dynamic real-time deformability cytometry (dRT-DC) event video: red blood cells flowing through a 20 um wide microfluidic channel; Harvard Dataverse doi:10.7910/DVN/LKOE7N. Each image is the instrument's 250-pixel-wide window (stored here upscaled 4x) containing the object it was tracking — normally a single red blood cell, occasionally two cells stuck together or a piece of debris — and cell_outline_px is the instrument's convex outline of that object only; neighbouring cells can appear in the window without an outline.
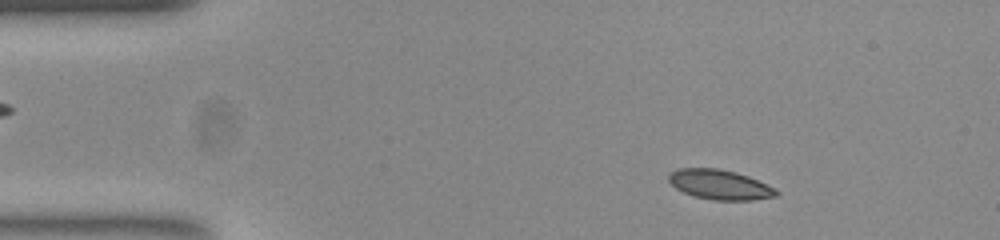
{"species": "common noctule bat (a hibernating species)", "species_latin": "Nyctalus noctula", "temperature_condition": "room temperature", "stored_images_in_passage": 51, "camera_frame_rate_fps": 3000, "um_per_image_px": 0.085, "animal": {"sex": "female", "body_mass_g": 23.0, "forearm_length_mm": 53.4}, "frame": {"image": 1, "passage_image": 6, "time_ms": 1.667, "image_size_px": [1000, 240], "cell_outline_px": [[780, 196], [752, 200], [712, 200], [696, 196], [684, 192], [676, 188], [668, 180], [668, 172], [676, 168], [716, 168], [736, 172], [748, 176], [776, 188], [780, 192]], "centroid_in_image_um": [61.2, 15.69], "position_along_channel_um": 23.8, "area_um2": 18.84}}
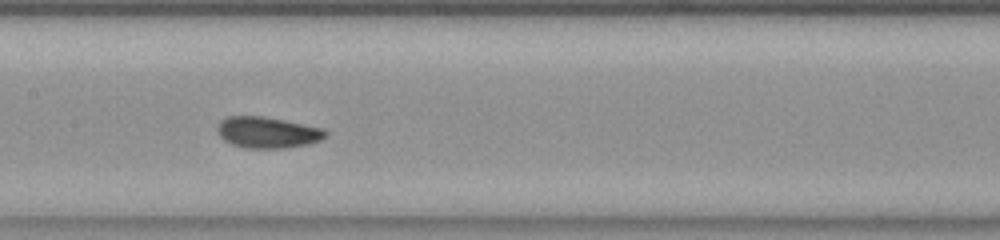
{"frame": {"image": 2, "passage_image": 24, "time_ms": 7.667, "image_size_px": [1000, 240], "cell_outline_px": [[328, 132], [320, 140], [308, 144], [284, 148], [248, 148], [232, 144], [224, 140], [220, 136], [216, 128], [220, 120], [228, 116], [264, 116], [324, 128]], "centroid_in_image_um": [22.72, 11.25], "position_along_channel_um": 184.7, "area_um2": 19.65}}
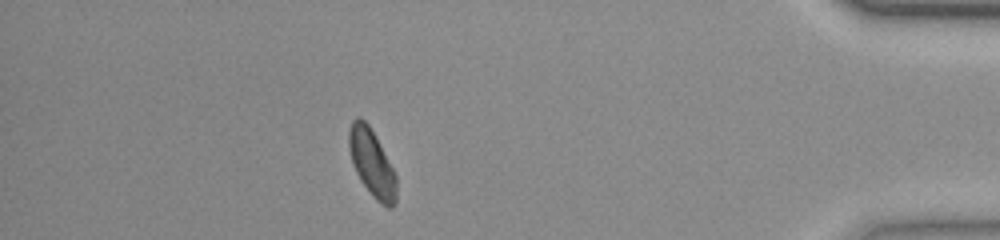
{"frame": {"image": 3, "passage_image": 45, "time_ms": 14.667, "image_size_px": [1000, 240], "cell_outline_px": [[396, 204], [392, 208], [388, 208], [380, 204], [372, 196], [360, 180], [356, 172], [348, 148], [348, 132], [352, 120], [356, 116], [360, 116], [368, 124], [392, 168], [396, 176]], "centroid_in_image_um": [31.59, 13.88], "position_along_channel_um": 403.6, "area_um2": 18.44}, "authors_computed_cell_mechanics": {"area_um2": 18.8428, "velocity_mm_per_s": 3.8284, "shape_relaxation_time_tau1_ms": 2.3833, "shape_relaxation_time_tau2_ms": 1.2958, "deformation_change_tau1": 0.067, "deformation_change_tau2": 0.0336}}